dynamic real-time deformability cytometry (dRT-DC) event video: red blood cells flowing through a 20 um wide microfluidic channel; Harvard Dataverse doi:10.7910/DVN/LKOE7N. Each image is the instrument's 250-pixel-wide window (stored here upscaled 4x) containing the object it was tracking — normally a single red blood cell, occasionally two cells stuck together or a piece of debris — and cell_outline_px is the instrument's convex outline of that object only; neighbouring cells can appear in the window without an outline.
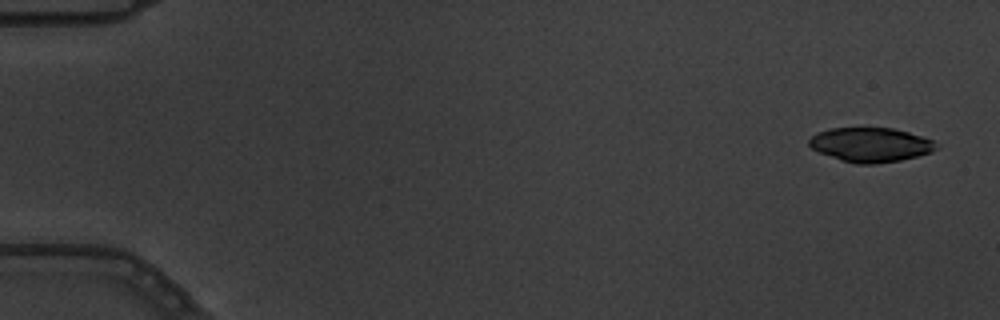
{"species": "common noctule bat (a hibernating species)", "species_latin": "Nyctalus noctula", "temperature_condition": "warm", "stored_images_in_passage": 11, "camera_frame_rate_fps": 3000, "um_per_image_px": 0.085, "animal": {"sex": "male", "body_mass_g": 19.5, "forearm_length_mm": 54.6}, "frame": {"image": 1, "passage_image": 1, "time_ms": 0.0, "image_size_px": [1000, 320], "cell_outline_px": [[940, 148], [932, 152], [900, 160], [876, 164], [856, 164], [840, 160], [820, 152], [812, 148], [808, 144], [808, 140], [816, 132], [828, 128], [892, 128], [908, 132], [932, 140], [940, 144]], "centroid_in_image_um": [74.01, 12.3], "position_along_channel_um": 11.0, "area_um2": 25.55}}
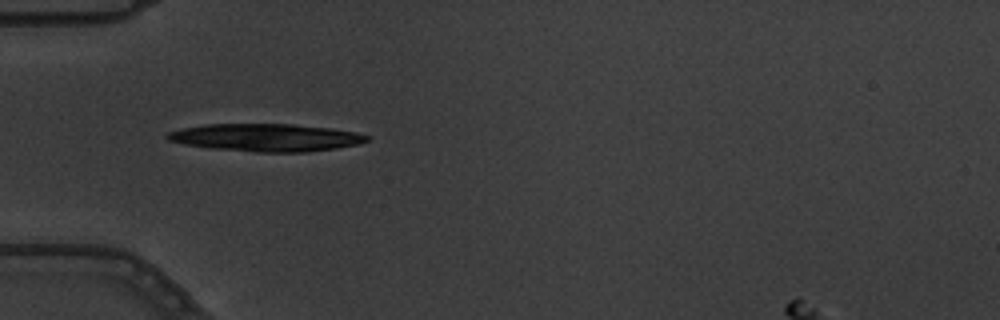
{"frame": {"image": 2, "passage_image": 5, "time_ms": 1.333, "image_size_px": [1000, 320], "cell_outline_px": [[368, 140], [356, 144], [336, 148], [308, 152], [256, 152], [208, 148], [184, 144], [168, 140], [164, 136], [168, 132], [184, 128], [204, 124], [292, 124], [332, 128], [356, 132], [368, 136]], "centroid_in_image_um": [22.58, 11.69], "position_along_channel_um": 62.4, "area_um2": 32.08}}